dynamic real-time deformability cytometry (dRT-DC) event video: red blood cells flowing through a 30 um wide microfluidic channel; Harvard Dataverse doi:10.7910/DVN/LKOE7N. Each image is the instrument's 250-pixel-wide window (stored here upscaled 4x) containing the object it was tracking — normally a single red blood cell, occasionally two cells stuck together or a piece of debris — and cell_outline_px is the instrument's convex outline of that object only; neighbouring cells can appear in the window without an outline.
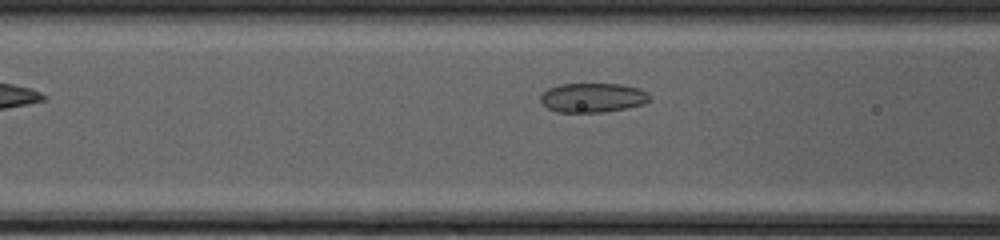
{"species": "common noctule bat (a hibernating species)", "species_latin": "Nyctalus noctula", "temperature_condition": "cold", "stored_images_in_passage": 31, "camera_frame_rate_fps": 3000, "um_per_image_px": 0.085, "animal": {"sex": "female", "body_mass_g": 20.0, "forearm_length_mm": 54.0}, "frame": {"image": 1, "passage_image": 5, "time_ms": 1.333, "image_size_px": [1000, 240], "cell_outline_px": [[648, 100], [644, 104], [604, 112], [556, 112], [548, 108], [540, 100], [540, 96], [548, 88], [560, 84], [620, 84], [640, 88], [648, 92]], "centroid_in_image_um": [50.37, 8.3], "position_along_channel_um": 116.2, "area_um2": 18.55}}
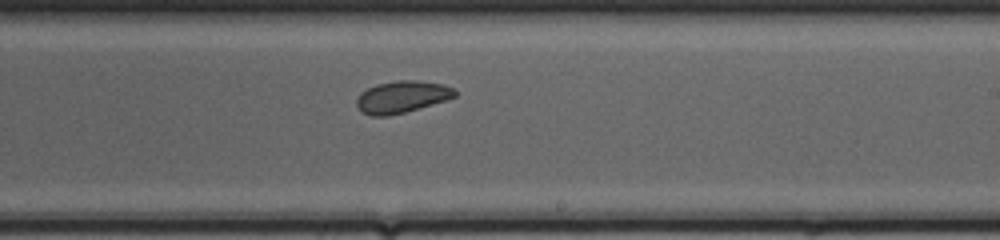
{"frame": {"image": 2, "passage_image": 15, "time_ms": 4.667, "image_size_px": [1000, 240], "cell_outline_px": [[456, 96], [448, 100], [404, 112], [388, 116], [372, 116], [364, 112], [356, 104], [356, 100], [360, 92], [376, 84], [396, 80], [416, 80], [444, 84], [452, 88], [456, 92]], "centroid_in_image_um": [34.17, 8.22], "position_along_channel_um": 254.8, "area_um2": 18.26}}
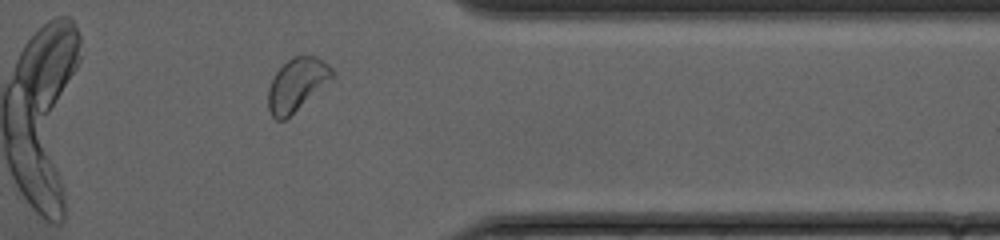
{"frame": {"image": 3, "passage_image": 25, "time_ms": 8.0, "image_size_px": [1000, 240], "cell_outline_px": [[336, 72], [332, 76], [284, 120], [276, 120], [272, 116], [268, 108], [268, 88], [276, 72], [292, 56], [316, 56], [328, 64]], "centroid_in_image_um": [25.18, 7.15], "position_along_channel_um": 386.2, "area_um2": 18.84}}